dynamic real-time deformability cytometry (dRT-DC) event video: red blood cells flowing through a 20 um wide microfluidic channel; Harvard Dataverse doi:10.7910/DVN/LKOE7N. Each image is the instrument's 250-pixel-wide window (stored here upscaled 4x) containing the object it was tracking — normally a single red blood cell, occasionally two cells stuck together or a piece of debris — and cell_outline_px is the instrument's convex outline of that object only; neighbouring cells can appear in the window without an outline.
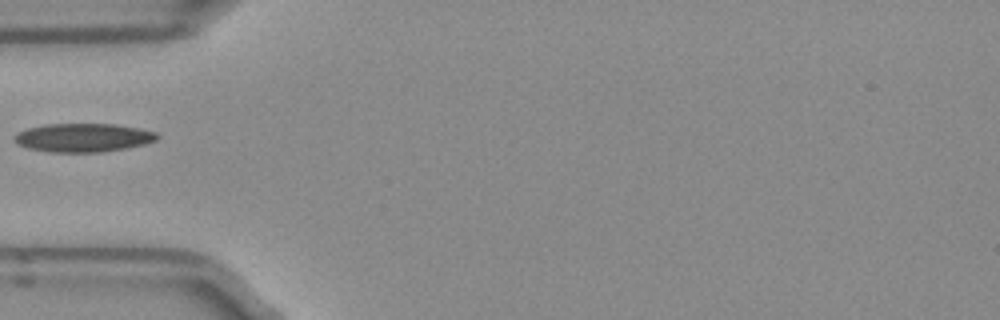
{"species": "Egyptian fruit bat (a non-hibernating species)", "species_latin": "Rousettus aegyptiacus", "temperature_condition": "room temperature", "stored_images_in_passage": 35, "camera_frame_rate_fps": 3000, "um_per_image_px": 0.085, "frame": {"image": 1, "passage_image": 1, "time_ms": 0.0, "image_size_px": [1000, 320], "cell_outline_px": [[160, 136], [156, 140], [144, 144], [124, 148], [100, 152], [48, 152], [28, 148], [16, 144], [12, 140], [12, 136], [16, 132], [28, 128], [44, 124], [116, 124], [140, 128], [156, 132]], "centroid_in_image_um": [7.02, 11.69], "position_along_channel_um": 78.0, "area_um2": 23.99}}
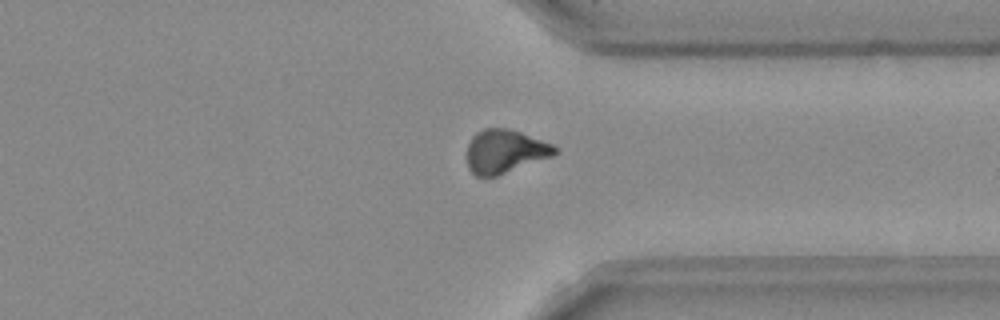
{"frame": {"image": 2, "passage_image": 23, "time_ms": 7.333, "image_size_px": [1000, 320], "cell_outline_px": [[556, 152], [552, 156], [496, 176], [476, 176], [468, 168], [468, 144], [472, 136], [476, 132], [484, 128], [508, 128], [520, 132], [552, 144], [556, 148]], "centroid_in_image_um": [42.89, 12.86], "position_along_channel_um": 368.5, "area_um2": 21.96}}
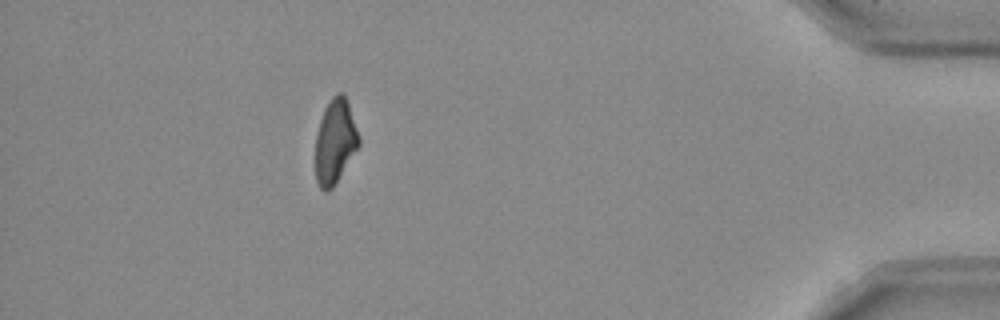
{"frame": {"image": 3, "passage_image": 30, "time_ms": 9.667, "image_size_px": [1000, 320], "cell_outline_px": [[360, 144], [332, 188], [328, 192], [324, 192], [320, 188], [316, 180], [316, 136], [320, 120], [324, 108], [332, 96], [336, 92], [344, 92], [348, 100], [360, 140]], "centroid_in_image_um": [28.48, 11.99], "position_along_channel_um": 406.7, "area_um2": 21.33}}